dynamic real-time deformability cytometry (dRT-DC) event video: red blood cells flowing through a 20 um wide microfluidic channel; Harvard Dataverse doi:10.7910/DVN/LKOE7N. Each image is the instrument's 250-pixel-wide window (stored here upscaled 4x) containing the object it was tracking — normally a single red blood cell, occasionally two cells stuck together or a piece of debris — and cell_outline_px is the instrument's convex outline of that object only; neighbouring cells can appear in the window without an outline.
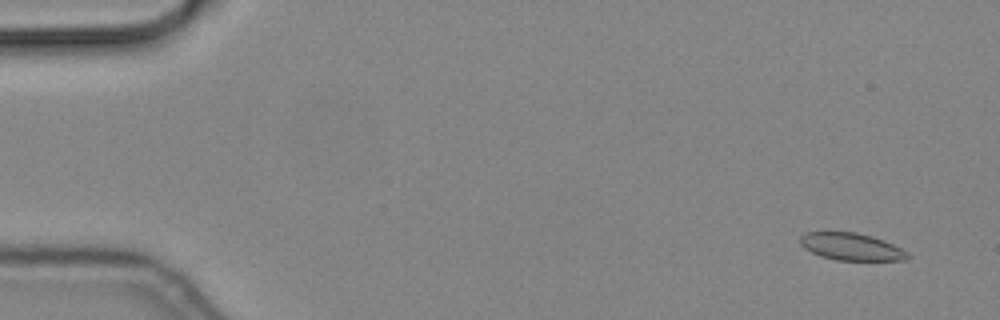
{"species": "common noctule bat (a hibernating species)", "species_latin": "Nyctalus noctula", "temperature_condition": "cold", "stored_images_in_passage": 57, "camera_frame_rate_fps": 3000, "um_per_image_px": 0.085, "animal": {"sex": "male", "body_mass_g": 19.2, "forearm_length_mm": 51.8}, "frame": {"image": 1, "passage_image": 4, "time_ms": 1.0, "image_size_px": [1000, 320], "cell_outline_px": [[908, 256], [904, 260], [836, 260], [820, 256], [804, 248], [800, 244], [800, 236], [804, 232], [856, 232], [872, 236], [884, 240], [908, 252]], "centroid_in_image_um": [72.32, 20.96], "position_along_channel_um": 12.7, "area_um2": 16.99}}
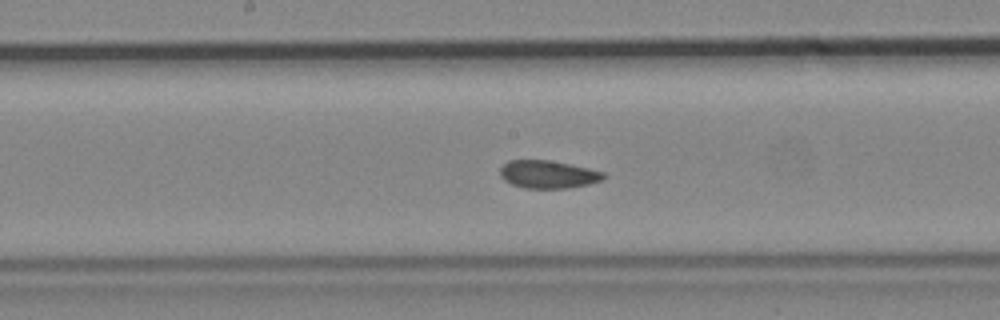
{"frame": {"image": 2, "passage_image": 30, "time_ms": 9.667, "image_size_px": [1000, 320], "cell_outline_px": [[608, 176], [600, 180], [588, 184], [568, 188], [524, 188], [512, 184], [504, 180], [500, 176], [500, 168], [508, 160], [548, 160], [588, 168], [604, 172]], "centroid_in_image_um": [46.57, 14.82], "position_along_channel_um": 201.6, "area_um2": 16.7}}
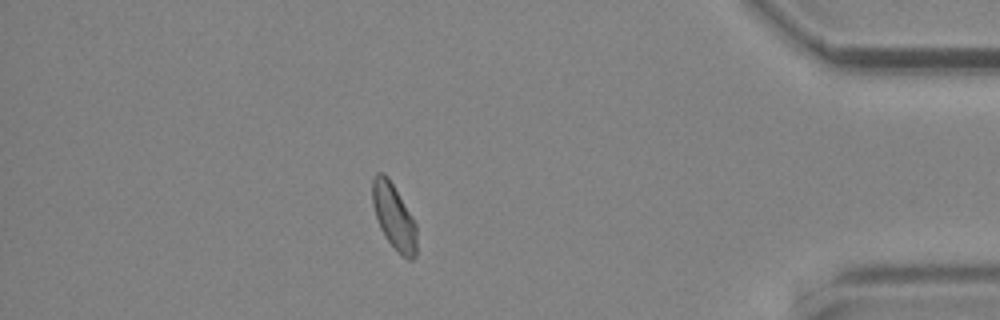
{"frame": {"image": 3, "passage_image": 50, "time_ms": 16.333, "image_size_px": [1000, 320], "cell_outline_px": [[416, 256], [412, 260], [408, 260], [384, 236], [380, 228], [372, 204], [372, 180], [376, 172], [384, 172], [388, 176], [416, 224]], "centroid_in_image_um": [33.46, 18.37], "position_along_channel_um": 401.7, "area_um2": 16.65}}